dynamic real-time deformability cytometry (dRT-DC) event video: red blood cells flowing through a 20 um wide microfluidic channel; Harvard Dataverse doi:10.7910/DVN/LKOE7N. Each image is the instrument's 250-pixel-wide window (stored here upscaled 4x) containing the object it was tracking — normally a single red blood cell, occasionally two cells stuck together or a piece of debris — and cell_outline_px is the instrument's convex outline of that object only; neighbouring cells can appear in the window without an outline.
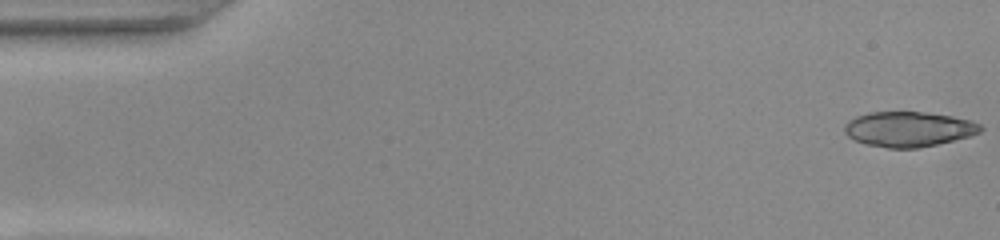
{"species": "common noctule bat (a hibernating species)", "species_latin": "Nyctalus noctula", "temperature_condition": "warm", "stored_images_in_passage": 51, "camera_frame_rate_fps": 3000, "um_per_image_px": 0.085, "animal": {"sex": "female", "body_mass_g": 22.0, "forearm_length_mm": 56.7}, "frame": {"image": 1, "passage_image": 1, "time_ms": 0.0, "image_size_px": [1000, 240], "cell_outline_px": [[984, 128], [980, 132], [968, 136], [936, 144], [916, 148], [888, 148], [864, 144], [848, 136], [844, 132], [844, 124], [848, 120], [856, 116], [868, 112], [928, 112], [952, 116], [968, 120], [980, 124]], "centroid_in_image_um": [77.19, 10.97], "position_along_channel_um": 7.8, "area_um2": 27.74}}
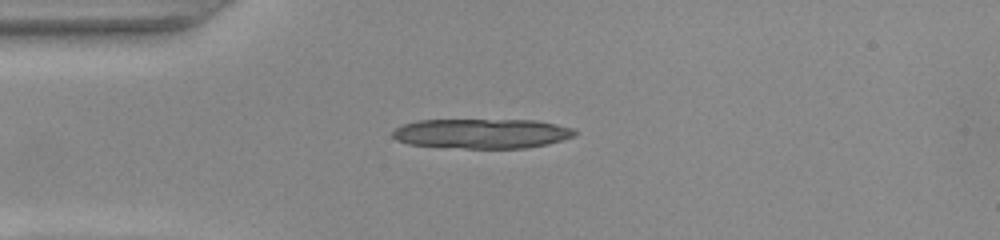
{"frame": {"image": 2, "passage_image": 13, "time_ms": 4.0, "image_size_px": [1000, 240], "cell_outline_px": [[576, 136], [548, 144], [524, 148], [464, 148], [408, 144], [396, 140], [392, 136], [392, 132], [396, 128], [404, 124], [416, 120], [536, 120], [556, 124], [572, 128], [576, 132]], "centroid_in_image_um": [40.96, 11.35], "position_along_channel_um": 44.0, "area_um2": 31.56}}
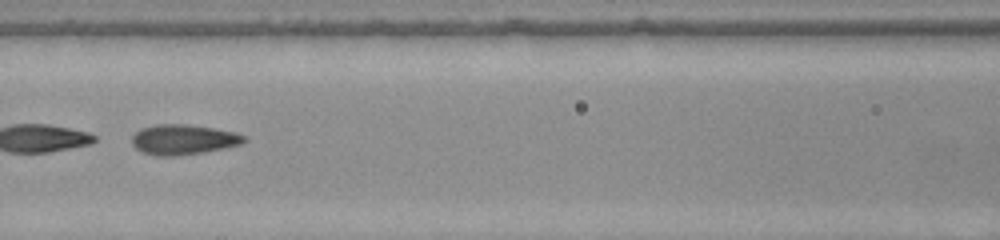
{"frame": {"image": 3, "passage_image": 23, "time_ms": 7.333, "image_size_px": [1000, 240], "cell_outline_px": [[248, 140], [240, 144], [224, 148], [204, 152], [172, 156], [156, 156], [144, 152], [136, 148], [132, 144], [132, 136], [140, 128], [156, 124], [188, 124], [236, 132], [244, 136]], "centroid_in_image_um": [15.57, 11.85], "position_along_channel_um": 151.0, "area_um2": 19.65}, "authors_computed_cell_mechanics": {"area_um2": 27.744, "velocity_mm_per_s": 3.9126, "shape_relaxation_time_tau1_ms": 10.0559, "shape_relaxation_time_tau2_ms": 1.2982, "deformation_change_tau1": 0.3011, "deformation_change_tau2": 0.089}}